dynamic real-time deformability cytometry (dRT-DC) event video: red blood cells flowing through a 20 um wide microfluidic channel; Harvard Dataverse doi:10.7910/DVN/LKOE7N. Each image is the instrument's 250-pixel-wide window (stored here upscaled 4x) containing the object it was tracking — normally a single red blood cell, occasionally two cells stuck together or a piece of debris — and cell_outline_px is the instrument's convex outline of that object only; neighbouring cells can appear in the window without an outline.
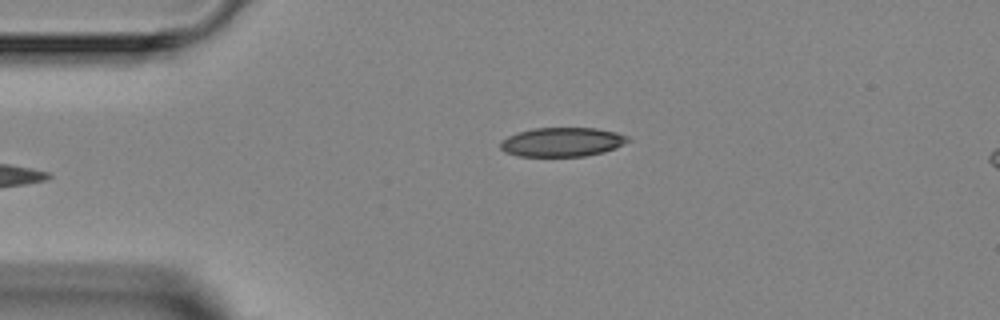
{"species": "Egyptian fruit bat (a non-hibernating species)", "species_latin": "Rousettus aegyptiacus", "temperature_condition": "room temperature", "stored_images_in_passage": 4, "camera_frame_rate_fps": 3000, "um_per_image_px": 0.085, "animal": {"sex": "female"}, "frame": {"image": 1, "passage_image": 4, "time_ms": 3.333, "image_size_px": [1000, 320], "cell_outline_px": [[632, 140], [616, 148], [604, 152], [584, 156], [516, 156], [504, 152], [500, 148], [500, 144], [508, 136], [532, 128], [596, 128], [616, 132], [628, 136]], "centroid_in_image_um": [47.81, 12.07], "position_along_channel_um": 37.2, "area_um2": 21.68}}